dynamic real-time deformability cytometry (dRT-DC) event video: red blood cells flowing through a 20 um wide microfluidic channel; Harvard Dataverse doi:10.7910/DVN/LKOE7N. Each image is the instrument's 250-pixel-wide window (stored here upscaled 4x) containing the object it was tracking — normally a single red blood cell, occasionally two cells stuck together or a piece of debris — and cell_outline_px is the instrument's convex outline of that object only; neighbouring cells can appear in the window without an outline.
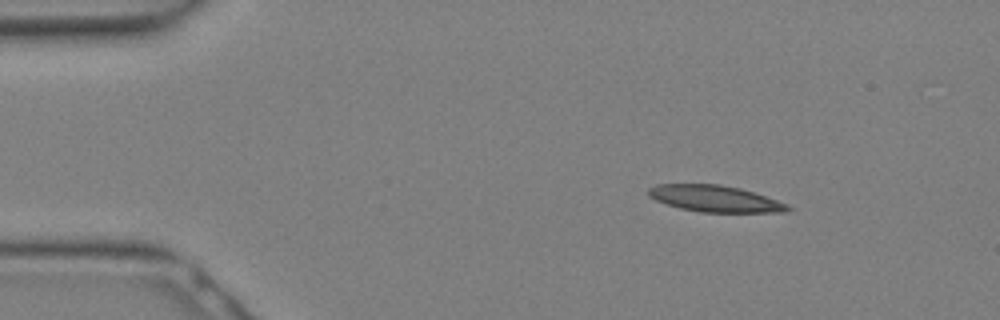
{"species": "Egyptian fruit bat (a non-hibernating species)", "species_latin": "Rousettus aegyptiacus", "temperature_condition": "warm", "stored_images_in_passage": 6, "camera_frame_rate_fps": 3000, "um_per_image_px": 0.085, "animal": {"sex": "female"}, "frame": {"image": 1, "passage_image": 1, "time_ms": 0.0, "image_size_px": [1000, 320], "cell_outline_px": [[792, 208], [784, 212], [700, 212], [680, 208], [656, 200], [648, 196], [648, 188], [656, 184], [720, 184], [740, 188], [788, 204]], "centroid_in_image_um": [60.75, 16.88], "position_along_channel_um": 24.3, "area_um2": 21.33}}